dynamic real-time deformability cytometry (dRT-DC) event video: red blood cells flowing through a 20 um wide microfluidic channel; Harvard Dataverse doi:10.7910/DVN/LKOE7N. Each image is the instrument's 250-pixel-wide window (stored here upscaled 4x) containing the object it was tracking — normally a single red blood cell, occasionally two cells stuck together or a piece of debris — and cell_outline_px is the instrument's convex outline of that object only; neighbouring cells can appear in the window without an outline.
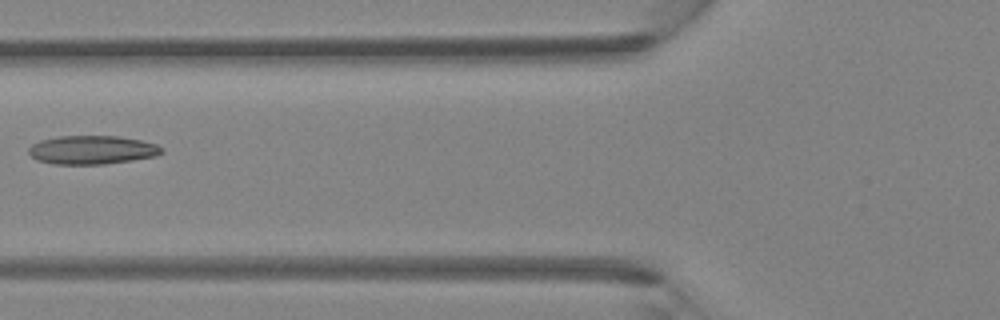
{"species": "Egyptian fruit bat (a non-hibernating species)", "species_latin": "Rousettus aegyptiacus", "temperature_condition": "room temperature", "stored_images_in_passage": 5, "camera_frame_rate_fps": 3000, "um_per_image_px": 0.085, "animal": {"sex": "female"}, "frame": {"image": 1, "passage_image": 5, "time_ms": 1.333, "image_size_px": [1000, 320], "cell_outline_px": [[164, 152], [156, 156], [132, 160], [104, 164], [52, 164], [36, 160], [28, 152], [28, 148], [32, 144], [40, 140], [60, 136], [116, 136], [140, 140], [156, 144], [164, 148]], "centroid_in_image_um": [7.82, 12.74], "position_along_channel_um": 118.0, "area_um2": 22.25}}